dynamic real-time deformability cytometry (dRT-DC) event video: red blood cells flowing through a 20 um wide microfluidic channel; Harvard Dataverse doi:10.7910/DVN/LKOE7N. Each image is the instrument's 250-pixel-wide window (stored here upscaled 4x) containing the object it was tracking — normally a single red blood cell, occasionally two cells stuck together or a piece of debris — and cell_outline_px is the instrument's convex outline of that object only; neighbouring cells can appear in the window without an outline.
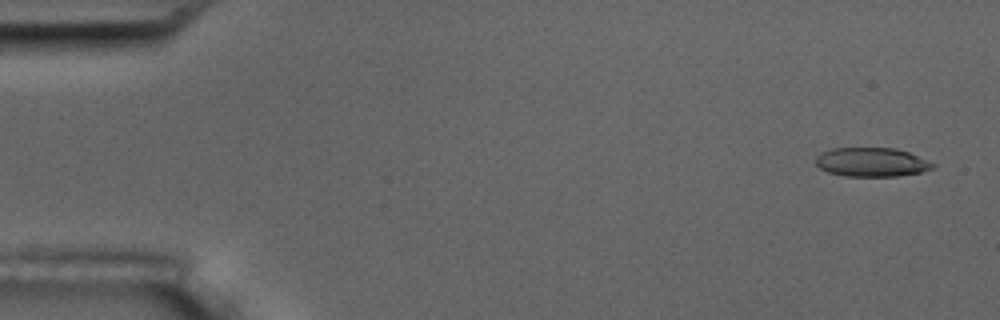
{"species": "common noctule bat (a hibernating species)", "species_latin": "Nyctalus noctula", "temperature_condition": "room temperature", "stored_images_in_passage": 5, "camera_frame_rate_fps": 3000, "um_per_image_px": 0.085, "animal": {"sex": "male", "body_mass_g": 17.5, "forearm_length_mm": 52.3}, "frame": {"image": 1, "passage_image": 1, "time_ms": 0.0, "image_size_px": [1000, 320], "cell_outline_px": [[936, 164], [932, 168], [920, 172], [896, 176], [844, 176], [828, 172], [820, 168], [816, 164], [816, 156], [820, 152], [832, 148], [896, 148], [908, 152]], "centroid_in_image_um": [74.05, 13.78], "position_along_channel_um": 11.0, "area_um2": 19.71}}
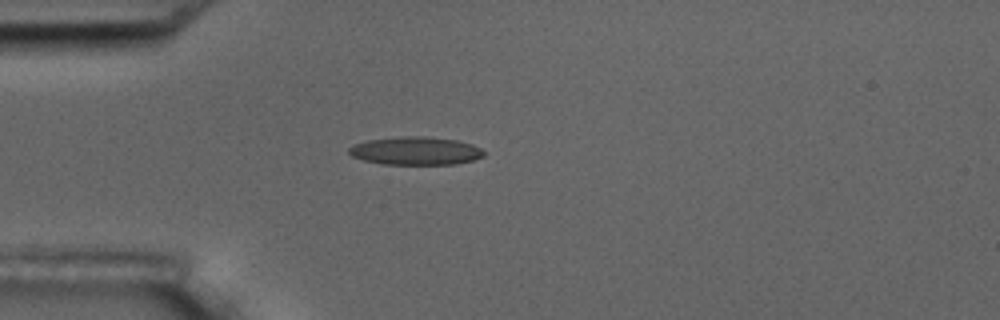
{"frame": {"image": 2, "passage_image": 5, "time_ms": 4.333, "image_size_px": [1000, 320], "cell_outline_px": [[484, 156], [476, 160], [456, 164], [384, 164], [364, 160], [352, 156], [348, 152], [348, 148], [356, 144], [368, 140], [400, 136], [428, 136], [456, 140], [472, 144], [480, 148], [484, 152]], "centroid_in_image_um": [35.36, 12.82], "position_along_channel_um": 49.6, "area_um2": 22.14}}